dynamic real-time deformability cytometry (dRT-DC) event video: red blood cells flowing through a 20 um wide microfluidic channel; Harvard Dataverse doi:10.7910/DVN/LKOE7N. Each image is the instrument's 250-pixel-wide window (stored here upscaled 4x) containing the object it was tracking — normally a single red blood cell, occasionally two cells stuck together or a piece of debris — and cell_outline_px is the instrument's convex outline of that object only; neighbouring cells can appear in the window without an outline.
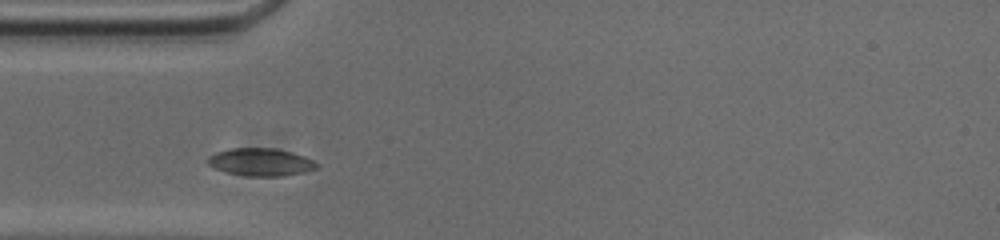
{"species": "common noctule bat (a hibernating species)", "species_latin": "Nyctalus noctula", "temperature_condition": "cold", "stored_images_in_passage": 29, "camera_frame_rate_fps": 3000, "um_per_image_px": 0.085, "animal": {"sex": "male", "body_mass_g": 20.0, "forearm_length_mm": 53.3}, "frame": {"image": 1, "passage_image": 1, "time_ms": 0.0, "image_size_px": [1000, 240], "cell_outline_px": [[320, 164], [316, 168], [304, 172], [284, 176], [244, 176], [224, 172], [208, 164], [208, 156], [216, 152], [228, 148], [272, 148], [292, 152], [304, 156]], "centroid_in_image_um": [22.15, 13.78], "position_along_channel_um": 62.9, "area_um2": 17.63}}
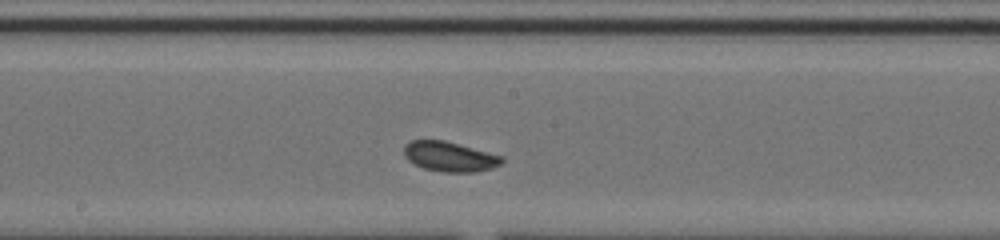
{"frame": {"image": 2, "passage_image": 13, "time_ms": 4.0, "image_size_px": [1000, 240], "cell_outline_px": [[504, 160], [500, 164], [492, 168], [476, 172], [444, 172], [424, 168], [408, 160], [404, 156], [404, 144], [412, 140], [444, 140], [504, 156]], "centroid_in_image_um": [38.23, 13.3], "position_along_channel_um": 210.0, "area_um2": 17.05}}
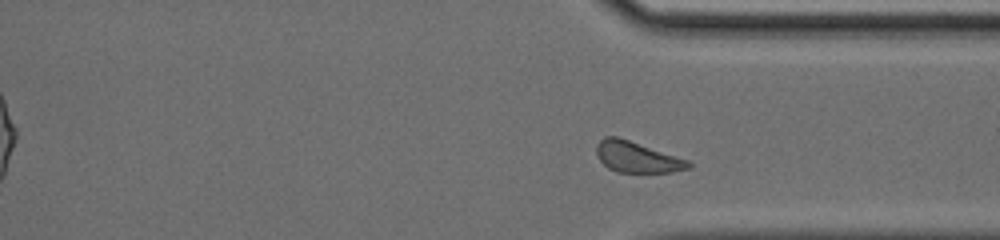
{"frame": {"image": 3, "passage_image": 25, "time_ms": 8.0, "image_size_px": [1000, 240], "cell_outline_px": [[692, 168], [672, 172], [616, 172], [608, 168], [600, 160], [596, 152], [596, 144], [604, 136], [616, 136], [688, 160], [692, 164]], "centroid_in_image_um": [54.13, 13.36], "position_along_channel_um": 357.3, "area_um2": 16.42}, "authors_computed_cell_mechanics": {"area_um2": 16.8198, "velocity_mm_per_s": 3.6821, "shape_relaxation_time_tau1_ms": 2.5541, "shape_relaxation_time_tau2_ms": null, "deformation_change_tau1": 0.0815, "deformation_change_tau2": null}}